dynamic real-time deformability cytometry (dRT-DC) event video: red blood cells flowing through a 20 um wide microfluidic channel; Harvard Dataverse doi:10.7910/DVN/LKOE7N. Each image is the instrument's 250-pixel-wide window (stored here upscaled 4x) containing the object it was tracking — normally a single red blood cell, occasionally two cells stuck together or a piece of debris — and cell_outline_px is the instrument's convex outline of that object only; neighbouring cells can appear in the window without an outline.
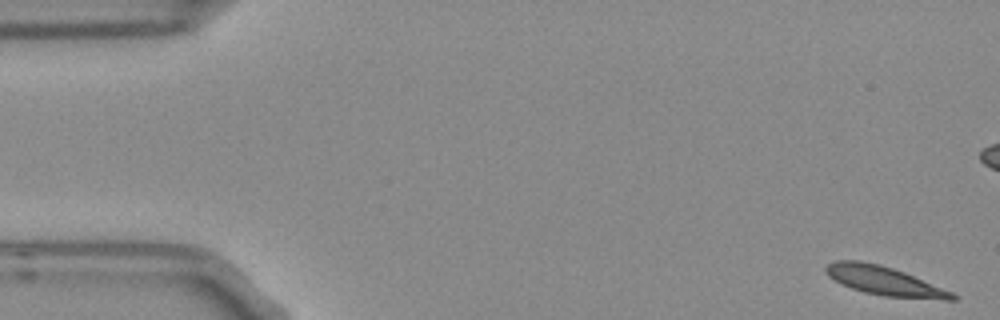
{"species": "Egyptian fruit bat (a non-hibernating species)", "species_latin": "Rousettus aegyptiacus", "temperature_condition": "room temperature", "stored_images_in_passage": 6, "camera_frame_rate_fps": 3000, "um_per_image_px": 0.085, "frame": {"image": 1, "passage_image": 1, "time_ms": 0.0, "image_size_px": [1000, 320], "cell_outline_px": [[956, 300], [944, 300], [884, 296], [864, 292], [852, 288], [828, 276], [824, 272], [824, 268], [828, 264], [836, 260], [860, 260], [892, 268], [904, 272], [952, 292], [956, 296]], "centroid_in_image_um": [75.15, 23.87], "position_along_channel_um": 9.8, "area_um2": 20.98}}